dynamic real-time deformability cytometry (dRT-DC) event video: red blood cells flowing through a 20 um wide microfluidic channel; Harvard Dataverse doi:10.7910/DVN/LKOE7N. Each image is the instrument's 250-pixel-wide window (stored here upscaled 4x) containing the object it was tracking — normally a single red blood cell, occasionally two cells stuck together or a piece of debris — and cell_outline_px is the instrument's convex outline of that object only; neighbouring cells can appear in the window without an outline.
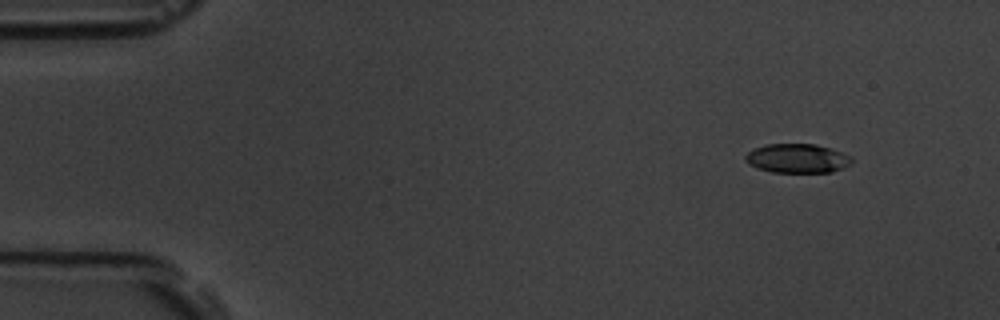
{"species": "common noctule bat (a hibernating species)", "species_latin": "Nyctalus noctula", "temperature_condition": "room temperature", "stored_images_in_passage": 5, "camera_frame_rate_fps": 3000, "um_per_image_px": 0.085, "animal": {"sex": "male", "body_mass_g": 19.5, "forearm_length_mm": 54.6}, "frame": {"image": 1, "passage_image": 2, "time_ms": 1.0, "image_size_px": [1000, 320], "cell_outline_px": [[852, 164], [844, 168], [832, 172], [772, 172], [756, 168], [748, 164], [744, 160], [744, 156], [748, 152], [764, 144], [816, 144], [852, 156]], "centroid_in_image_um": [67.76, 13.47], "position_along_channel_um": 17.2, "area_um2": 18.15}}
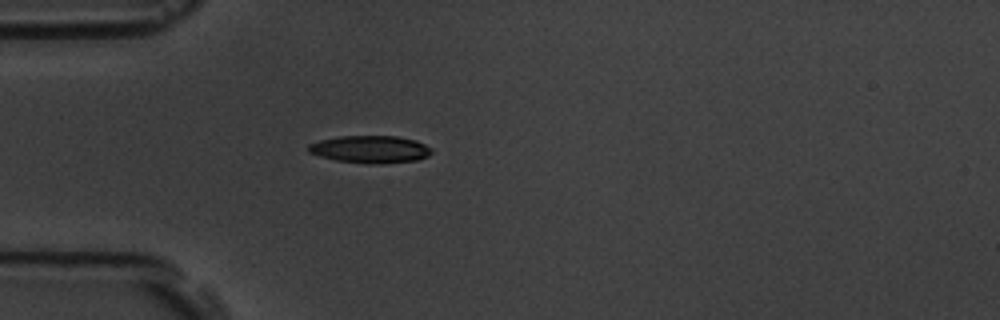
{"frame": {"image": 2, "passage_image": 5, "time_ms": 4.667, "image_size_px": [1000, 320], "cell_outline_px": [[432, 152], [428, 156], [416, 160], [380, 164], [368, 164], [336, 160], [320, 156], [308, 152], [308, 144], [320, 140], [340, 136], [396, 136], [416, 140], [432, 148]], "centroid_in_image_um": [31.48, 12.69], "position_along_channel_um": 53.5, "area_um2": 19.71}}